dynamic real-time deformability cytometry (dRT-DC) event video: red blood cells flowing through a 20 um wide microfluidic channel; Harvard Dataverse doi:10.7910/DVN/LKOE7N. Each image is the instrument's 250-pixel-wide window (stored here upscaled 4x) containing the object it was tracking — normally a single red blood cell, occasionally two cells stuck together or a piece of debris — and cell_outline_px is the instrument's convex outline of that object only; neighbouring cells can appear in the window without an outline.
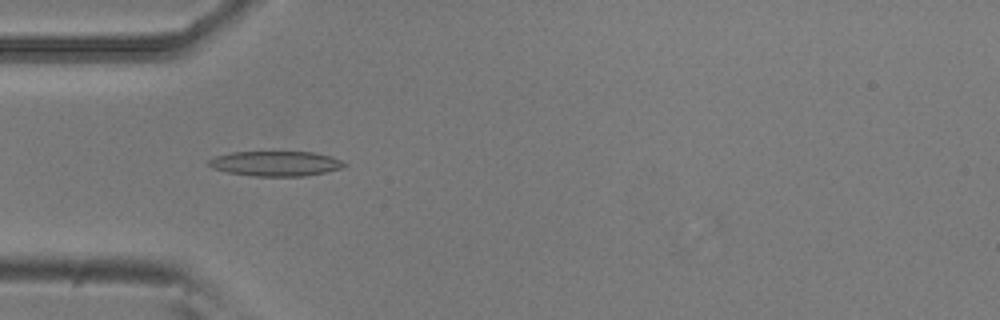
{"species": "common noctule bat (a hibernating species)", "species_latin": "Nyctalus noctula", "temperature_condition": "room temperature", "stored_images_in_passage": 36, "camera_frame_rate_fps": 3000, "um_per_image_px": 0.085, "animal": {"sex": "male", "body_mass_g": 20.5, "forearm_length_mm": 52.5}, "frame": {"image": 1, "passage_image": 11, "time_ms": 3.333, "image_size_px": [1000, 320], "cell_outline_px": [[348, 164], [340, 168], [324, 172], [304, 176], [252, 176], [228, 172], [212, 168], [208, 164], [208, 160], [216, 156], [232, 152], [312, 152], [332, 156]], "centroid_in_image_um": [23.42, 13.9], "position_along_channel_um": 61.6, "area_um2": 19.59}}
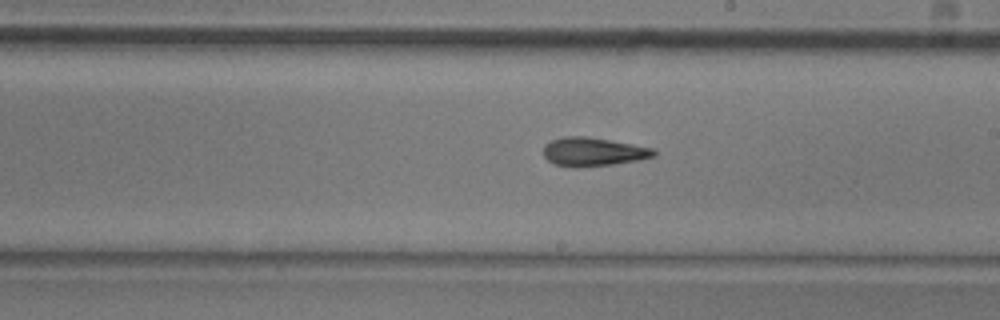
{"frame": {"image": 2, "passage_image": 25, "time_ms": 8.0, "image_size_px": [1000, 320], "cell_outline_px": [[656, 156], [640, 160], [612, 164], [576, 168], [572, 168], [552, 164], [544, 156], [544, 144], [552, 140], [564, 136], [588, 136], [656, 148]], "centroid_in_image_um": [50.43, 12.91], "position_along_channel_um": 238.6, "area_um2": 18.79}}
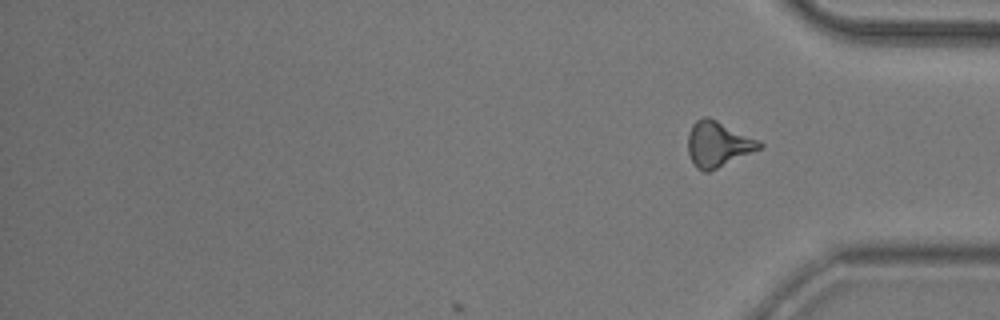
{"frame": {"image": 3, "passage_image": 36, "time_ms": 11.667, "image_size_px": [1000, 320], "cell_outline_px": [[764, 148], [708, 172], [704, 172], [696, 168], [692, 164], [688, 152], [688, 136], [692, 124], [696, 120], [704, 116], [708, 116], [760, 140], [764, 144]], "centroid_in_image_um": [61.05, 12.26], "position_along_channel_um": 374.1, "area_um2": 19.25}, "authors_computed_cell_mechanics": {"area_um2": 18.2648, "velocity_mm_per_s": 3.8008, "shape_relaxation_time_tau1_ms": 8.6567, "shape_relaxation_time_tau2_ms": 3.704, "deformation_change_tau1": 0.2158, "deformation_change_tau2": 0.1436}}